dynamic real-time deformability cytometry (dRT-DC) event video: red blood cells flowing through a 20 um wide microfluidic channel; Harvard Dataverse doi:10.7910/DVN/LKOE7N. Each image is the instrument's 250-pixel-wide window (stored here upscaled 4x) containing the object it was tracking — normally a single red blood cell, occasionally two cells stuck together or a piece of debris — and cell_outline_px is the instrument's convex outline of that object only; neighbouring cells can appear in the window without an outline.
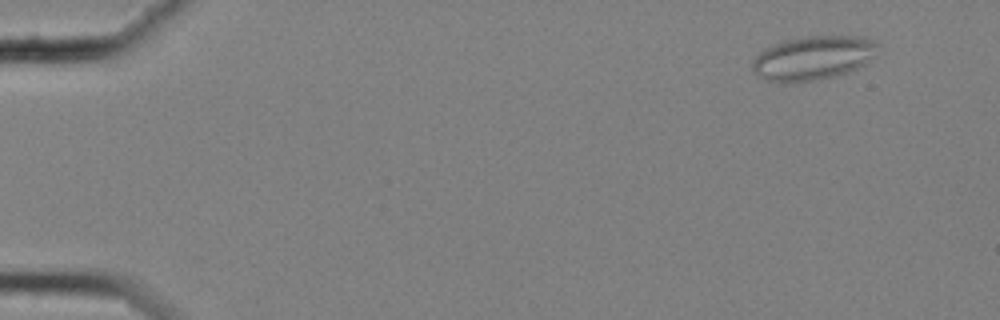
{"species": "common noctule bat (a hibernating species)", "species_latin": "Nyctalus noctula", "temperature_condition": "cold", "stored_images_in_passage": 56, "camera_frame_rate_fps": 3000, "um_per_image_px": 0.085, "animal": {"sex": "female", "body_mass_g": 25.1}, "frame": {"image": 1, "passage_image": 3, "time_ms": 0.667, "image_size_px": [1000, 320], "cell_outline_px": [[876, 56], [864, 64], [848, 72], [816, 80], [780, 84], [764, 80], [752, 72], [752, 60], [764, 48], [784, 40], [804, 36], [868, 36], [876, 44]], "centroid_in_image_um": [69.06, 4.93], "position_along_channel_um": 15.9, "area_um2": 32.54}}
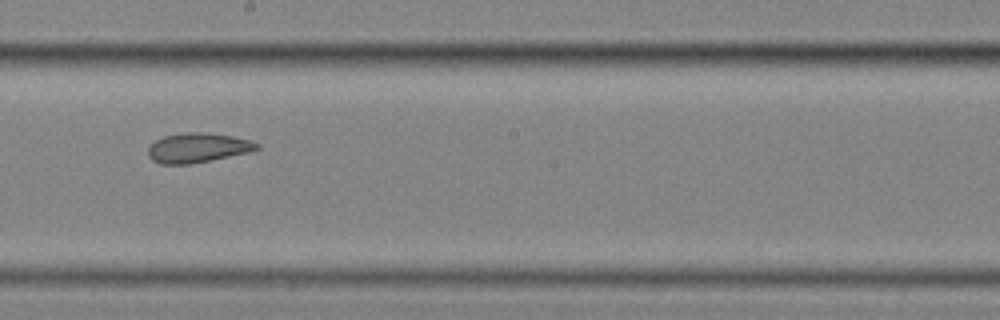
{"frame": {"image": 2, "passage_image": 32, "time_ms": 10.333, "image_size_px": [1000, 320], "cell_outline_px": [[260, 148], [248, 152], [192, 164], [160, 164], [152, 160], [148, 156], [148, 148], [156, 140], [164, 136], [188, 132], [200, 132], [232, 136], [252, 140], [260, 144]], "centroid_in_image_um": [16.81, 12.56], "position_along_channel_um": 231.4, "area_um2": 18.67}}
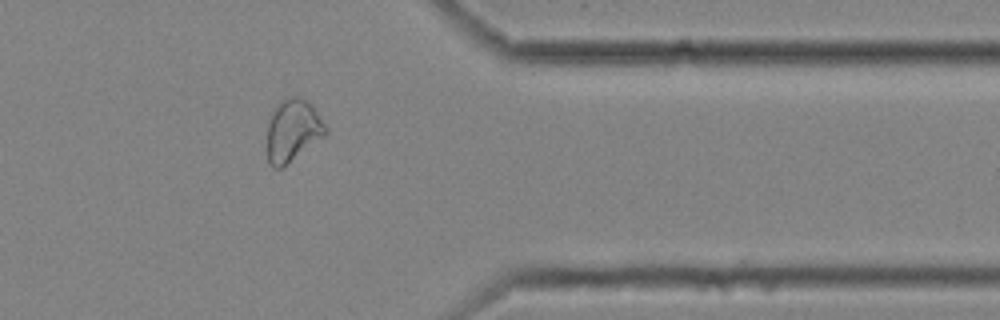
{"frame": {"image": 3, "passage_image": 46, "time_ms": 15.0, "image_size_px": [1000, 320], "cell_outline_px": [[328, 132], [324, 136], [280, 168], [272, 168], [268, 164], [268, 124], [272, 112], [284, 100], [292, 96], [296, 96], [308, 100], [312, 104], [328, 128]], "centroid_in_image_um": [24.91, 11.08], "position_along_channel_um": 386.5, "area_um2": 20.81}, "authors_computed_cell_mechanics": {"area_um2": 22.2241, "velocity_mm_per_s": 3.5287, "shape_relaxation_time_tau1_ms": 11.1341, "shape_relaxation_time_tau2_ms": 1.7078, "deformation_change_tau1": 0.1158, "deformation_change_tau2": 0.0804}}